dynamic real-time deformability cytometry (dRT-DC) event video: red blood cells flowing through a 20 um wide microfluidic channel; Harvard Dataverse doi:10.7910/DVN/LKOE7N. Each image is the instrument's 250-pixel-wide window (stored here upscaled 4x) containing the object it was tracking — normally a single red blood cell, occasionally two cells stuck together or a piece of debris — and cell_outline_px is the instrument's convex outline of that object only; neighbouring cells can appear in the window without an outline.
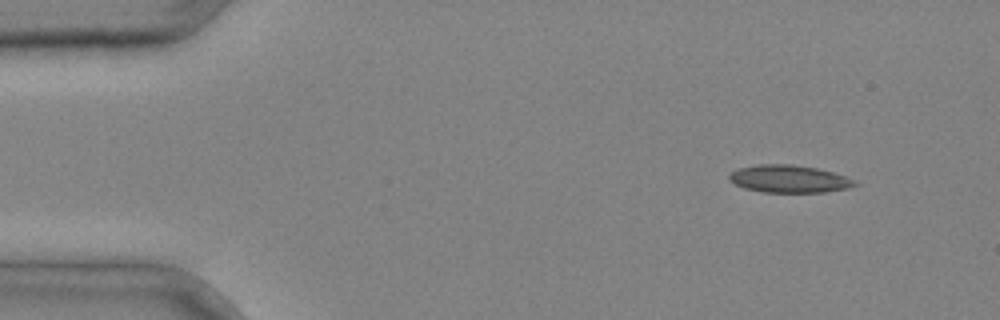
{"species": "common noctule bat (a hibernating species)", "species_latin": "Nyctalus noctula", "temperature_condition": "cold", "stored_images_in_passage": 3, "camera_frame_rate_fps": 3000, "um_per_image_px": 0.085, "animal": {"sex": "male", "body_mass_g": 20.4}, "frame": {"image": 1, "passage_image": 1, "time_ms": 0.0, "image_size_px": [1000, 320], "cell_outline_px": [[860, 184], [848, 188], [824, 192], [760, 192], [744, 188], [728, 180], [728, 176], [732, 172], [740, 168], [756, 164], [792, 164], [816, 168], [832, 172], [856, 180]], "centroid_in_image_um": [67.07, 15.21], "position_along_channel_um": 17.9, "area_um2": 20.17}}